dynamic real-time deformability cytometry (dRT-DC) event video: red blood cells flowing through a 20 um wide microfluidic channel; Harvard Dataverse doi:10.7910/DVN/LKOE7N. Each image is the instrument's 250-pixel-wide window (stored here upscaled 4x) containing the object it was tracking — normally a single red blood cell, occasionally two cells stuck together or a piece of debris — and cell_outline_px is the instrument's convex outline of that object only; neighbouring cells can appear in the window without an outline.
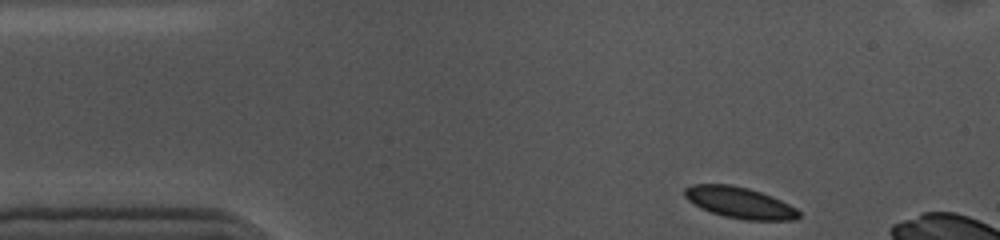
{"species": "common noctule bat (a hibernating species)", "species_latin": "Nyctalus noctula", "temperature_condition": "cold", "stored_images_in_passage": 8, "camera_frame_rate_fps": 3000, "um_per_image_px": 0.085, "animal": {"sex": "female", "body_mass_g": 10.0, "forearm_length_mm": 53.1}, "frame": {"image": 1, "passage_image": 1, "time_ms": 0.0, "image_size_px": [1000, 240], "cell_outline_px": [[800, 216], [796, 220], [744, 220], [724, 216], [700, 208], [688, 200], [684, 196], [684, 188], [692, 184], [728, 184], [748, 188], [772, 196], [796, 208], [800, 212]], "centroid_in_image_um": [62.86, 17.23], "position_along_channel_um": 22.1, "area_um2": 20.75}}